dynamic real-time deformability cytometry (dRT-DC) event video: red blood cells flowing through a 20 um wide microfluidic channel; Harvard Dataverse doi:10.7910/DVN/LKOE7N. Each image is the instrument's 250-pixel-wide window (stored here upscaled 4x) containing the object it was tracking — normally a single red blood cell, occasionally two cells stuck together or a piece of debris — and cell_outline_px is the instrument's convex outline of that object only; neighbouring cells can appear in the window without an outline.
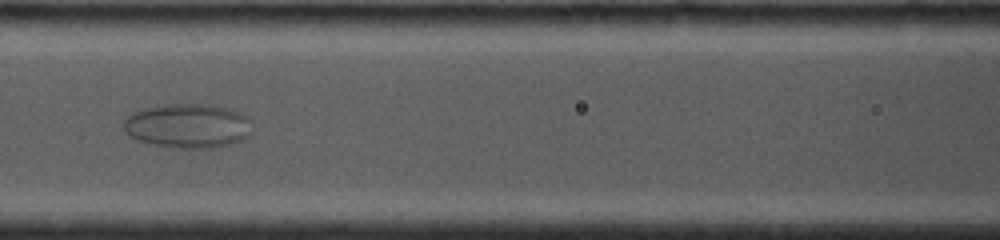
{"species": "common noctule bat (a hibernating species)", "species_latin": "Nyctalus noctula", "temperature_condition": "cold", "stored_images_in_passage": 12, "camera_frame_rate_fps": 4000, "um_per_image_px": 0.085, "animal": {"sex": "female", "body_mass_g": 19.0, "forearm_length_mm": 53.3}, "frame": {"image": 1, "passage_image": 7, "time_ms": 6.0, "image_size_px": [1000, 240], "cell_outline_px": [[252, 132], [248, 136], [240, 140], [228, 144], [212, 148], [180, 148], [156, 144], [140, 140], [132, 136], [124, 128], [124, 120], [132, 112], [144, 108], [172, 104], [208, 104], [228, 108], [248, 116], [252, 120]], "centroid_in_image_um": [16.03, 10.68], "position_along_channel_um": 150.6, "area_um2": 32.95}}